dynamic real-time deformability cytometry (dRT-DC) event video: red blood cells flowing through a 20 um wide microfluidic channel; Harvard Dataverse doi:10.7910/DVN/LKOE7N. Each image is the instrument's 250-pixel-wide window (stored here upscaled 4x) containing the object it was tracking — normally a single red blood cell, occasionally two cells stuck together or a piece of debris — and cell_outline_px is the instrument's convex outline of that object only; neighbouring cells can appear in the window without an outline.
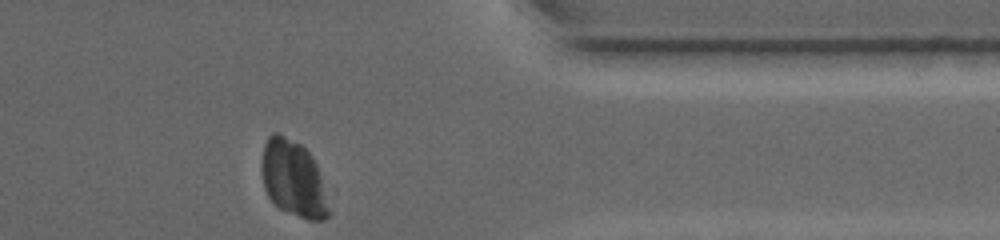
{"species": "common noctule bat (a hibernating species)", "species_latin": "Nyctalus noctula", "temperature_condition": "warm", "stored_images_in_passage": 32, "camera_frame_rate_fps": 4500, "um_per_image_px": 0.085, "animal": {"sex": "female", "body_mass_g": 19.0, "forearm_length_mm": 53.3}, "frame": {"image": 1, "passage_image": 32, "time_ms": 8.0, "image_size_px": [1000, 240], "cell_outline_px": [[332, 212], [324, 220], [308, 220], [280, 208], [268, 196], [264, 188], [260, 172], [260, 164], [264, 144], [268, 136], [272, 132], [280, 132], [300, 144], [312, 156], [328, 188]], "centroid_in_image_um": [24.97, 15.19], "position_along_channel_um": 386.4, "area_um2": 30.87}}